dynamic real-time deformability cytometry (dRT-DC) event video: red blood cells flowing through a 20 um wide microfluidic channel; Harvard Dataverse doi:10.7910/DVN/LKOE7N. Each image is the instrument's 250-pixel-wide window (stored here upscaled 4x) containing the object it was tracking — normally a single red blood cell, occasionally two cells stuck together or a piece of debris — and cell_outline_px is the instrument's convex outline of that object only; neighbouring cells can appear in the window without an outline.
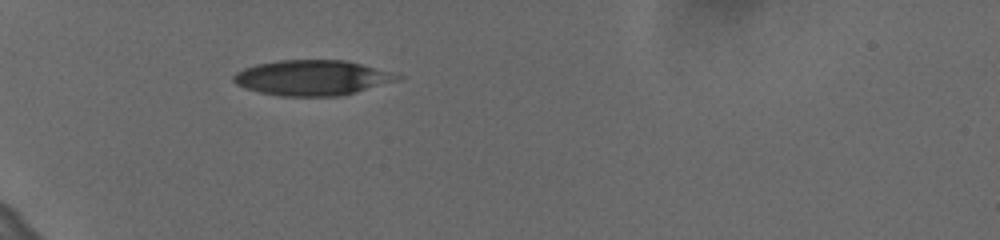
{"species": "human", "species_latin": "Homo sapiens", "temperature_condition": "cold", "stored_images_in_passage": 39, "camera_frame_rate_fps": 3000, "um_per_image_px": 0.085, "donor": {"sex": "female"}, "frame": {"image": 1, "passage_image": 1, "time_ms": 0.0, "image_size_px": [1000, 240], "cell_outline_px": [[404, 76], [400, 80], [356, 92], [340, 96], [280, 96], [260, 92], [244, 88], [236, 84], [232, 80], [232, 76], [236, 72], [244, 68], [256, 64], [276, 60], [344, 60], [360, 64]], "centroid_in_image_um": [26.5, 6.61], "position_along_channel_um": 58.5, "area_um2": 33.64}}
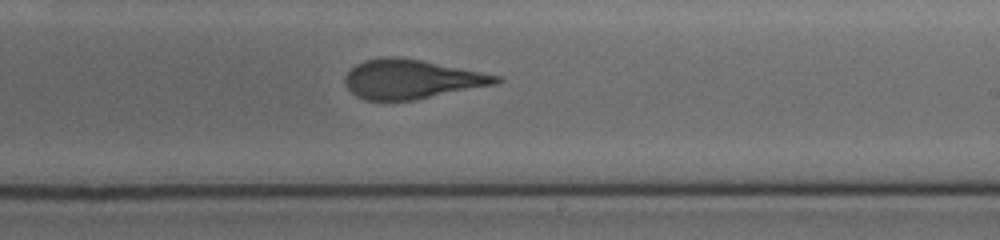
{"frame": {"image": 2, "passage_image": 19, "time_ms": 6.0, "image_size_px": [1000, 240], "cell_outline_px": [[504, 80], [496, 84], [412, 100], [364, 100], [356, 96], [348, 88], [344, 80], [344, 76], [356, 64], [364, 60], [384, 56], [396, 56], [420, 60], [504, 76]], "centroid_in_image_um": [34.99, 6.72], "position_along_channel_um": 254.0, "area_um2": 34.45}}
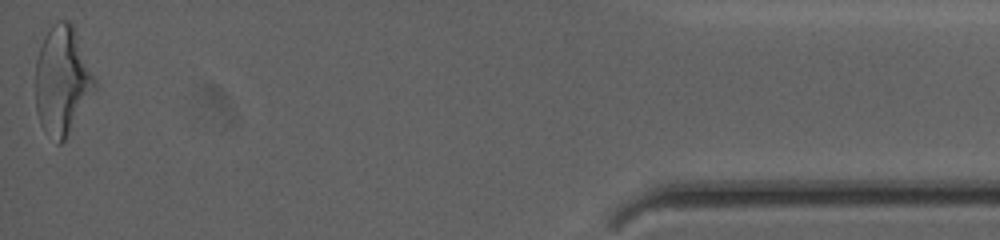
{"frame": {"image": 3, "passage_image": 39, "time_ms": 12.667, "image_size_px": [1000, 240], "cell_outline_px": [[96, 88], [64, 140], [60, 144], [56, 144], [44, 132], [40, 124], [36, 112], [36, 60], [44, 36], [48, 28], [56, 20], [68, 20], [72, 24], [96, 80]], "centroid_in_image_um": [5.26, 6.86], "position_along_channel_um": 429.9, "area_um2": 37.22}, "authors_computed_cell_mechanics": {"area_um2": 35.547, "velocity_mm_per_s": 3.6393, "shape_relaxation_time_tau1_ms": 6.2344, "shape_relaxation_time_tau2_ms": 1.3387, "deformation_change_tau1": 0.198, "deformation_change_tau2": 0.1034}}